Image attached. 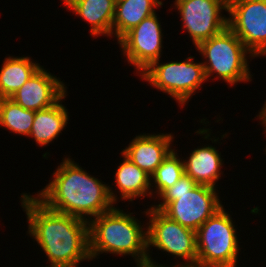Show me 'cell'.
<instances>
[{
  "label": "cell",
  "instance_id": "cell-1",
  "mask_svg": "<svg viewBox=\"0 0 266 267\" xmlns=\"http://www.w3.org/2000/svg\"><path fill=\"white\" fill-rule=\"evenodd\" d=\"M20 196L27 234L46 254L50 265L45 267H78L83 261H91L89 222L49 209L30 192Z\"/></svg>",
  "mask_w": 266,
  "mask_h": 267
},
{
  "label": "cell",
  "instance_id": "cell-2",
  "mask_svg": "<svg viewBox=\"0 0 266 267\" xmlns=\"http://www.w3.org/2000/svg\"><path fill=\"white\" fill-rule=\"evenodd\" d=\"M57 167L52 180L35 193L49 209L90 222L117 205V191L87 173L73 159L65 157Z\"/></svg>",
  "mask_w": 266,
  "mask_h": 267
},
{
  "label": "cell",
  "instance_id": "cell-3",
  "mask_svg": "<svg viewBox=\"0 0 266 267\" xmlns=\"http://www.w3.org/2000/svg\"><path fill=\"white\" fill-rule=\"evenodd\" d=\"M133 214L114 207L91 219L89 222L91 260L98 259L97 256L100 254L110 253L120 257L130 255L137 266L148 265L147 227L143 226Z\"/></svg>",
  "mask_w": 266,
  "mask_h": 267
},
{
  "label": "cell",
  "instance_id": "cell-4",
  "mask_svg": "<svg viewBox=\"0 0 266 267\" xmlns=\"http://www.w3.org/2000/svg\"><path fill=\"white\" fill-rule=\"evenodd\" d=\"M216 188L199 185L184 174L158 198L161 202L151 207L169 219L196 231L224 205Z\"/></svg>",
  "mask_w": 266,
  "mask_h": 267
},
{
  "label": "cell",
  "instance_id": "cell-5",
  "mask_svg": "<svg viewBox=\"0 0 266 267\" xmlns=\"http://www.w3.org/2000/svg\"><path fill=\"white\" fill-rule=\"evenodd\" d=\"M195 48L205 59L202 64L207 81L214 76L213 80H223L230 87L252 81L248 59L255 56L228 26Z\"/></svg>",
  "mask_w": 266,
  "mask_h": 267
},
{
  "label": "cell",
  "instance_id": "cell-6",
  "mask_svg": "<svg viewBox=\"0 0 266 267\" xmlns=\"http://www.w3.org/2000/svg\"><path fill=\"white\" fill-rule=\"evenodd\" d=\"M236 232L232 217L223 206L196 230V264L237 267L241 249Z\"/></svg>",
  "mask_w": 266,
  "mask_h": 267
},
{
  "label": "cell",
  "instance_id": "cell-7",
  "mask_svg": "<svg viewBox=\"0 0 266 267\" xmlns=\"http://www.w3.org/2000/svg\"><path fill=\"white\" fill-rule=\"evenodd\" d=\"M194 58L190 55L183 61L166 63H161V59L156 60L139 77L157 90L167 93L183 108L207 81L202 61L197 63Z\"/></svg>",
  "mask_w": 266,
  "mask_h": 267
},
{
  "label": "cell",
  "instance_id": "cell-8",
  "mask_svg": "<svg viewBox=\"0 0 266 267\" xmlns=\"http://www.w3.org/2000/svg\"><path fill=\"white\" fill-rule=\"evenodd\" d=\"M148 216L147 220V252L148 265L152 267H169L166 264H157L150 256V247L161 252H168L175 258H181L184 262L180 265L197 263L196 231L180 225L169 219L161 211L150 207L143 211ZM166 265V266H165Z\"/></svg>",
  "mask_w": 266,
  "mask_h": 267
},
{
  "label": "cell",
  "instance_id": "cell-9",
  "mask_svg": "<svg viewBox=\"0 0 266 267\" xmlns=\"http://www.w3.org/2000/svg\"><path fill=\"white\" fill-rule=\"evenodd\" d=\"M227 26L255 57H266V0H228Z\"/></svg>",
  "mask_w": 266,
  "mask_h": 267
},
{
  "label": "cell",
  "instance_id": "cell-10",
  "mask_svg": "<svg viewBox=\"0 0 266 267\" xmlns=\"http://www.w3.org/2000/svg\"><path fill=\"white\" fill-rule=\"evenodd\" d=\"M173 6L195 47L227 27V17L221 12L228 10V0H175Z\"/></svg>",
  "mask_w": 266,
  "mask_h": 267
},
{
  "label": "cell",
  "instance_id": "cell-11",
  "mask_svg": "<svg viewBox=\"0 0 266 267\" xmlns=\"http://www.w3.org/2000/svg\"><path fill=\"white\" fill-rule=\"evenodd\" d=\"M157 13L143 19L127 32L117 43L128 64L134 66L138 75L163 53L162 25Z\"/></svg>",
  "mask_w": 266,
  "mask_h": 267
},
{
  "label": "cell",
  "instance_id": "cell-12",
  "mask_svg": "<svg viewBox=\"0 0 266 267\" xmlns=\"http://www.w3.org/2000/svg\"><path fill=\"white\" fill-rule=\"evenodd\" d=\"M66 89L59 77L41 66L10 99L24 109L39 111L56 104L68 93Z\"/></svg>",
  "mask_w": 266,
  "mask_h": 267
},
{
  "label": "cell",
  "instance_id": "cell-13",
  "mask_svg": "<svg viewBox=\"0 0 266 267\" xmlns=\"http://www.w3.org/2000/svg\"><path fill=\"white\" fill-rule=\"evenodd\" d=\"M172 133H146L136 135L121 153L140 169L152 176L161 163L174 150Z\"/></svg>",
  "mask_w": 266,
  "mask_h": 267
},
{
  "label": "cell",
  "instance_id": "cell-14",
  "mask_svg": "<svg viewBox=\"0 0 266 267\" xmlns=\"http://www.w3.org/2000/svg\"><path fill=\"white\" fill-rule=\"evenodd\" d=\"M66 9L90 25L92 37L112 38V23L115 15L116 0H61Z\"/></svg>",
  "mask_w": 266,
  "mask_h": 267
},
{
  "label": "cell",
  "instance_id": "cell-15",
  "mask_svg": "<svg viewBox=\"0 0 266 267\" xmlns=\"http://www.w3.org/2000/svg\"><path fill=\"white\" fill-rule=\"evenodd\" d=\"M221 152L212 145H204L194 148L189 157L183 159L184 171L199 185H207L216 188V182L223 175L221 167L224 161Z\"/></svg>",
  "mask_w": 266,
  "mask_h": 267
},
{
  "label": "cell",
  "instance_id": "cell-16",
  "mask_svg": "<svg viewBox=\"0 0 266 267\" xmlns=\"http://www.w3.org/2000/svg\"><path fill=\"white\" fill-rule=\"evenodd\" d=\"M66 94L52 107L35 111L32 128L28 137L35 140L37 146L46 147L62 134L69 121V112L62 104Z\"/></svg>",
  "mask_w": 266,
  "mask_h": 267
},
{
  "label": "cell",
  "instance_id": "cell-17",
  "mask_svg": "<svg viewBox=\"0 0 266 267\" xmlns=\"http://www.w3.org/2000/svg\"><path fill=\"white\" fill-rule=\"evenodd\" d=\"M162 5V0H116L112 37L115 36L119 41L143 19L155 14V9Z\"/></svg>",
  "mask_w": 266,
  "mask_h": 267
},
{
  "label": "cell",
  "instance_id": "cell-18",
  "mask_svg": "<svg viewBox=\"0 0 266 267\" xmlns=\"http://www.w3.org/2000/svg\"><path fill=\"white\" fill-rule=\"evenodd\" d=\"M123 161L119 163L114 175L115 185L120 193V200L133 202L134 199L151 197V176L132 163L122 153Z\"/></svg>",
  "mask_w": 266,
  "mask_h": 267
},
{
  "label": "cell",
  "instance_id": "cell-19",
  "mask_svg": "<svg viewBox=\"0 0 266 267\" xmlns=\"http://www.w3.org/2000/svg\"><path fill=\"white\" fill-rule=\"evenodd\" d=\"M40 67L32 57H6L0 69V99L10 98Z\"/></svg>",
  "mask_w": 266,
  "mask_h": 267
},
{
  "label": "cell",
  "instance_id": "cell-20",
  "mask_svg": "<svg viewBox=\"0 0 266 267\" xmlns=\"http://www.w3.org/2000/svg\"><path fill=\"white\" fill-rule=\"evenodd\" d=\"M35 111L27 110L10 98L0 99V127L18 135L29 136Z\"/></svg>",
  "mask_w": 266,
  "mask_h": 267
},
{
  "label": "cell",
  "instance_id": "cell-21",
  "mask_svg": "<svg viewBox=\"0 0 266 267\" xmlns=\"http://www.w3.org/2000/svg\"><path fill=\"white\" fill-rule=\"evenodd\" d=\"M178 155L174 149L151 176V198L153 194L158 198L185 174L183 157Z\"/></svg>",
  "mask_w": 266,
  "mask_h": 267
},
{
  "label": "cell",
  "instance_id": "cell-22",
  "mask_svg": "<svg viewBox=\"0 0 266 267\" xmlns=\"http://www.w3.org/2000/svg\"><path fill=\"white\" fill-rule=\"evenodd\" d=\"M262 109L259 111L258 115H256L257 119L259 118L261 121V125L266 127V100L264 101Z\"/></svg>",
  "mask_w": 266,
  "mask_h": 267
},
{
  "label": "cell",
  "instance_id": "cell-23",
  "mask_svg": "<svg viewBox=\"0 0 266 267\" xmlns=\"http://www.w3.org/2000/svg\"><path fill=\"white\" fill-rule=\"evenodd\" d=\"M170 267H207V266H202V265H198V264H189V265H180L179 261L178 263H176V265L170 266Z\"/></svg>",
  "mask_w": 266,
  "mask_h": 267
},
{
  "label": "cell",
  "instance_id": "cell-24",
  "mask_svg": "<svg viewBox=\"0 0 266 267\" xmlns=\"http://www.w3.org/2000/svg\"><path fill=\"white\" fill-rule=\"evenodd\" d=\"M137 267H152V266L144 265V266H137Z\"/></svg>",
  "mask_w": 266,
  "mask_h": 267
},
{
  "label": "cell",
  "instance_id": "cell-25",
  "mask_svg": "<svg viewBox=\"0 0 266 267\" xmlns=\"http://www.w3.org/2000/svg\"><path fill=\"white\" fill-rule=\"evenodd\" d=\"M264 133L266 135V127H264ZM265 152H266V147H265Z\"/></svg>",
  "mask_w": 266,
  "mask_h": 267
}]
</instances>
